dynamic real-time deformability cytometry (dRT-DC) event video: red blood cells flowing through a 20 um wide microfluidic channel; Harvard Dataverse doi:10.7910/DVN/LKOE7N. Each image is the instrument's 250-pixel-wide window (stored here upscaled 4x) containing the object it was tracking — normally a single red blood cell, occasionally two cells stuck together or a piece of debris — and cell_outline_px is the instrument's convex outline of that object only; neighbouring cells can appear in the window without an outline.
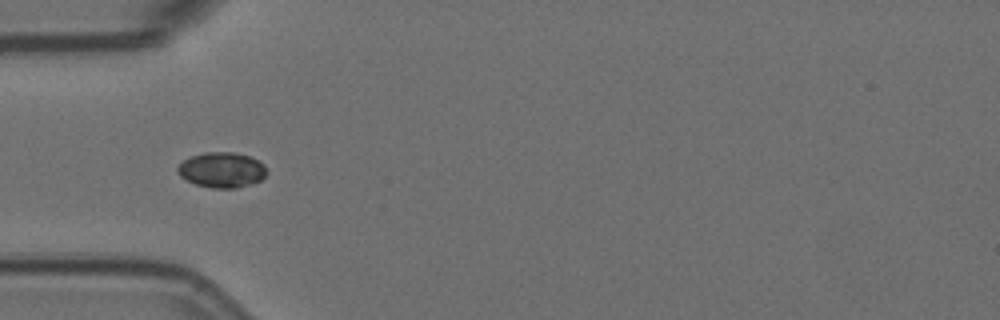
{"species": "Egyptian fruit bat (a non-hibernating species)", "species_latin": "Rousettus aegyptiacus", "temperature_condition": "room temperature", "stored_images_in_passage": 14, "camera_frame_rate_fps": 3000, "um_per_image_px": 0.085, "animal": {"sex": "female"}, "frame": {"image": 1, "passage_image": 4, "time_ms": 1.0, "image_size_px": [1000, 320], "cell_outline_px": [[268, 172], [260, 180], [252, 184], [236, 188], [212, 188], [196, 184], [180, 176], [176, 172], [176, 168], [184, 160], [192, 156], [204, 152], [232, 152], [248, 156], [264, 164]], "centroid_in_image_um": [18.85, 14.45], "position_along_channel_um": 66.1, "area_um2": 18.26}}
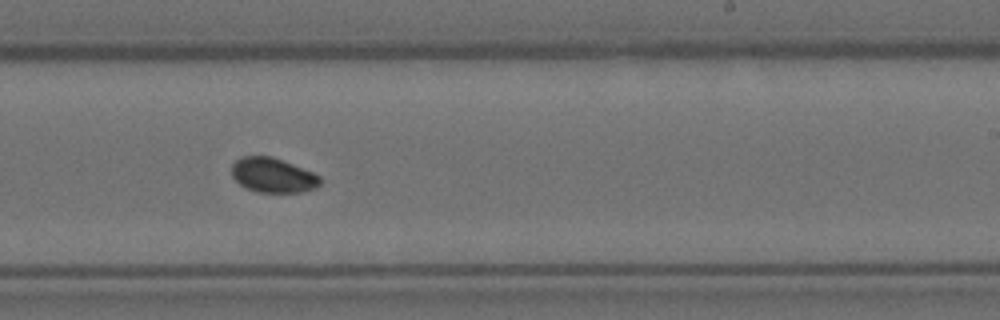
{"frame": {"image": 2, "passage_image": 9, "time_ms": 2.667, "image_size_px": [1000, 320], "cell_outline_px": [[324, 180], [316, 188], [300, 192], [256, 192], [240, 184], [232, 176], [232, 164], [240, 156], [272, 156], [312, 172], [320, 176]], "centroid_in_image_um": [23.21, 14.89], "position_along_channel_um": 265.8, "area_um2": 17.86}}
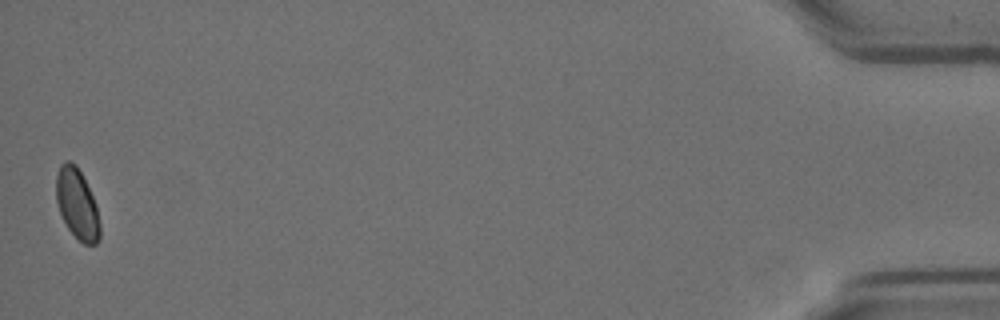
{"frame": {"image": 3, "passage_image": 14, "time_ms": 4.333, "image_size_px": [1000, 320], "cell_outline_px": [[100, 240], [96, 244], [84, 244], [68, 228], [60, 212], [56, 200], [56, 176], [60, 164], [64, 160], [72, 160], [76, 164], [96, 204], [100, 224]], "centroid_in_image_um": [6.55, 17.31], "position_along_channel_um": 428.6, "area_um2": 17.8}}